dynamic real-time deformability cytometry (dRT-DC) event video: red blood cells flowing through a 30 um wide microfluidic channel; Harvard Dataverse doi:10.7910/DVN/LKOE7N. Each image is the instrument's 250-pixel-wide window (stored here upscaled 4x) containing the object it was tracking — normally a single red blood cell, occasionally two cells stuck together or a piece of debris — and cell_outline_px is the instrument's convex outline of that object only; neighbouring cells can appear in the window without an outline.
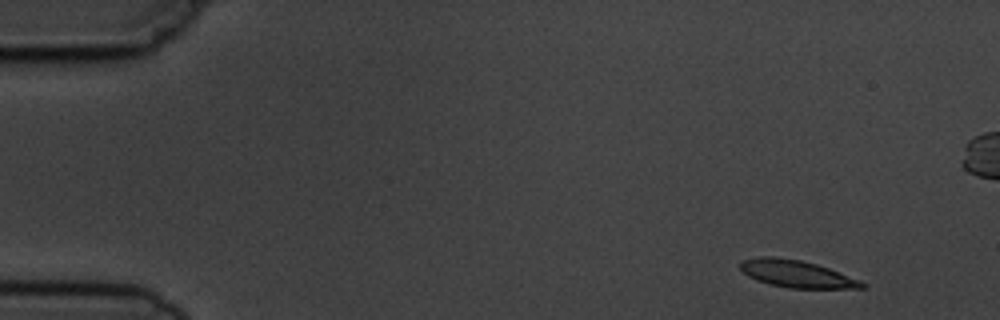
{"species": "common noctule bat (a hibernating species)", "species_latin": "Nyctalus noctula", "temperature_condition": "cold", "stored_images_in_passage": 10, "camera_frame_rate_fps": 3000, "um_per_image_px": 0.085, "animal": {"sex": "male", "body_mass_g": 19.5, "forearm_length_mm": 54.6}, "frame": {"image": 1, "passage_image": 1, "time_ms": 0.0, "image_size_px": [1000, 320], "cell_outline_px": [[868, 288], [788, 288], [756, 280], [748, 276], [740, 268], [740, 264], [744, 260], [760, 256], [772, 256], [800, 260], [816, 264], [828, 268], [860, 280], [868, 284]], "centroid_in_image_um": [67.74, 23.28], "position_along_channel_um": 17.3, "area_um2": 19.13}}
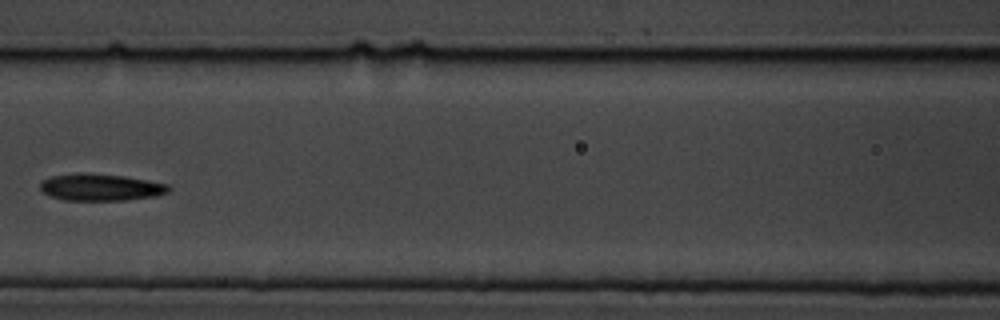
{"frame": {"image": 2, "passage_image": 6, "time_ms": 6.667, "image_size_px": [1000, 320], "cell_outline_px": [[172, 188], [168, 192], [156, 196], [128, 200], [64, 200], [48, 196], [40, 188], [40, 184], [48, 176], [76, 172], [88, 172], [124, 176], [168, 184]], "centroid_in_image_um": [8.53, 15.9], "position_along_channel_um": 158.1, "area_um2": 20.46}}
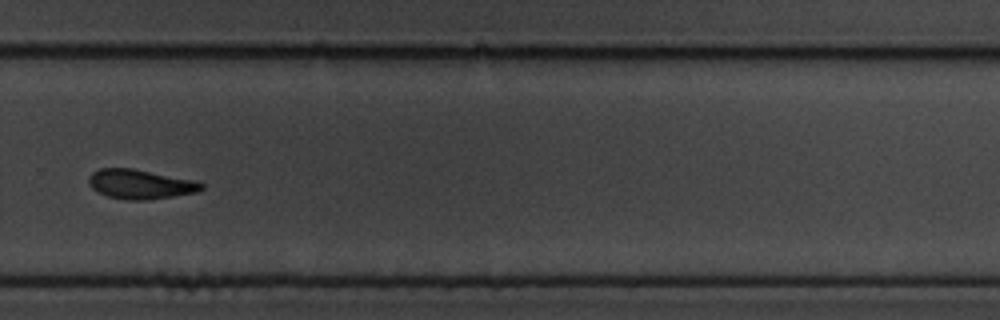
{"frame": {"image": 3, "passage_image": 10, "time_ms": 11.0, "image_size_px": [1000, 320], "cell_outline_px": [[204, 188], [196, 192], [148, 200], [128, 200], [108, 196], [96, 192], [88, 184], [88, 176], [92, 172], [100, 168], [132, 168], [196, 180], [204, 184]], "centroid_in_image_um": [11.9, 15.65], "position_along_channel_um": 317.9, "area_um2": 19.48}}